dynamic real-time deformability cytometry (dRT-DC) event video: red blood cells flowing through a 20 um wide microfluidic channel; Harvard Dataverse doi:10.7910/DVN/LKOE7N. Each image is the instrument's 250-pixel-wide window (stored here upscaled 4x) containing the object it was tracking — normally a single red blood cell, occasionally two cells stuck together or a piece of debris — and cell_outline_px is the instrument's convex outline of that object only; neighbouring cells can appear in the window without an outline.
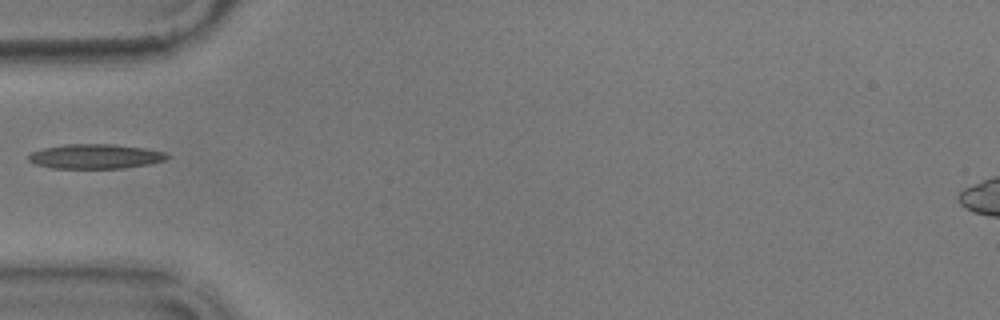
{"species": "common noctule bat (a hibernating species)", "species_latin": "Nyctalus noctula", "temperature_condition": "warm", "stored_images_in_passage": 23, "camera_frame_rate_fps": 3000, "um_per_image_px": 0.085, "animal": {"sex": "male", "body_mass_g": 17.9}, "frame": {"image": 1, "passage_image": 1, "time_ms": 0.0, "image_size_px": [1000, 320], "cell_outline_px": [[168, 156], [164, 160], [148, 164], [124, 168], [52, 168], [36, 164], [28, 160], [28, 156], [32, 152], [44, 148], [64, 144], [116, 144], [144, 148], [164, 152]], "centroid_in_image_um": [8.08, 13.29], "position_along_channel_um": 76.9, "area_um2": 19.71}}
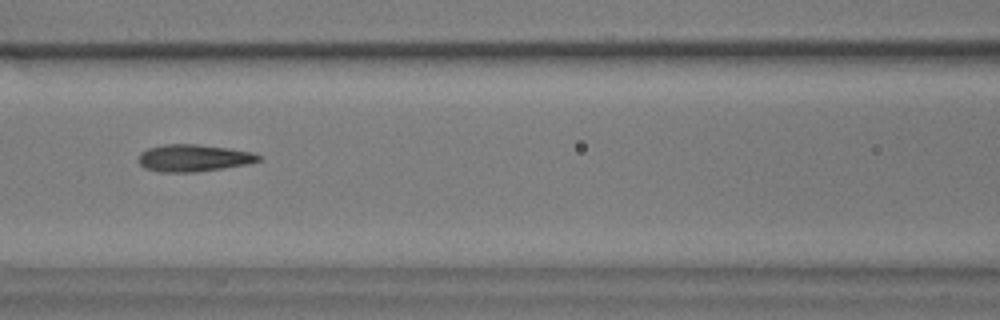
{"frame": {"image": 2, "passage_image": 7, "time_ms": 2.0, "image_size_px": [1000, 320], "cell_outline_px": [[260, 160], [248, 164], [224, 168], [196, 172], [156, 172], [144, 168], [140, 164], [140, 152], [148, 148], [164, 144], [196, 144], [228, 148], [252, 152], [260, 156]], "centroid_in_image_um": [16.44, 13.43], "position_along_channel_um": 150.2, "area_um2": 18.96}}
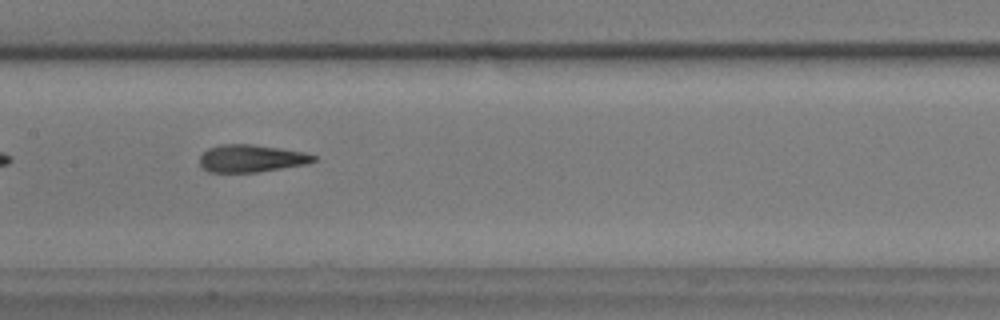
{"frame": {"image": 3, "passage_image": 10, "time_ms": 3.0, "image_size_px": [1000, 320], "cell_outline_px": [[316, 160], [308, 164], [256, 172], [208, 172], [200, 164], [200, 156], [208, 148], [220, 144], [252, 144], [280, 148], [304, 152], [316, 156]], "centroid_in_image_um": [21.36, 13.46], "position_along_channel_um": 186.0, "area_um2": 18.21}}